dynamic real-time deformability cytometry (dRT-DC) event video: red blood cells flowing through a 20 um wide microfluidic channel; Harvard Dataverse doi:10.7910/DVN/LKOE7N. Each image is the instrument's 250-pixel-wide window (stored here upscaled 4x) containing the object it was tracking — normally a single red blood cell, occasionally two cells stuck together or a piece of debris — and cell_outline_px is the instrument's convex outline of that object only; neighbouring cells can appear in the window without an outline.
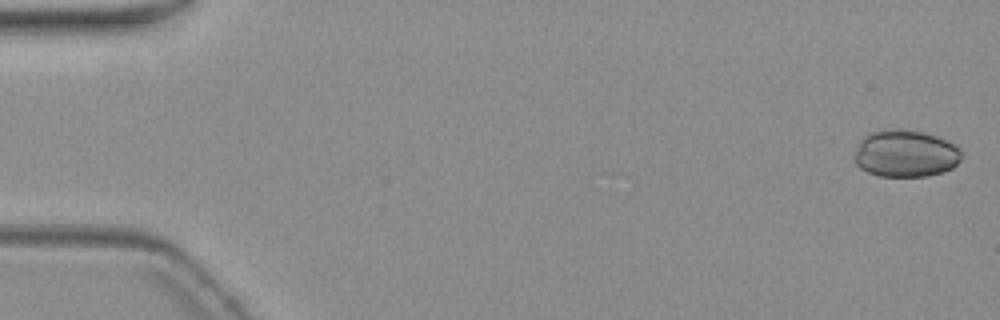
{"species": "common noctule bat (a hibernating species)", "species_latin": "Nyctalus noctula", "temperature_condition": "warm", "stored_images_in_passage": 6, "camera_frame_rate_fps": 3000, "um_per_image_px": 0.085, "animal": {"sex": "female", "body_mass_g": 19.3, "forearm_length_mm": 54.1}, "frame": {"image": 1, "passage_image": 1, "time_ms": 0.0, "image_size_px": [1000, 320], "cell_outline_px": [[960, 160], [952, 168], [944, 172], [928, 176], [880, 176], [868, 172], [860, 168], [856, 164], [856, 152], [860, 140], [868, 132], [896, 128], [900, 128], [920, 132], [936, 136], [960, 148]], "centroid_in_image_um": [76.96, 13.05], "position_along_channel_um": 8.0, "area_um2": 29.19}}
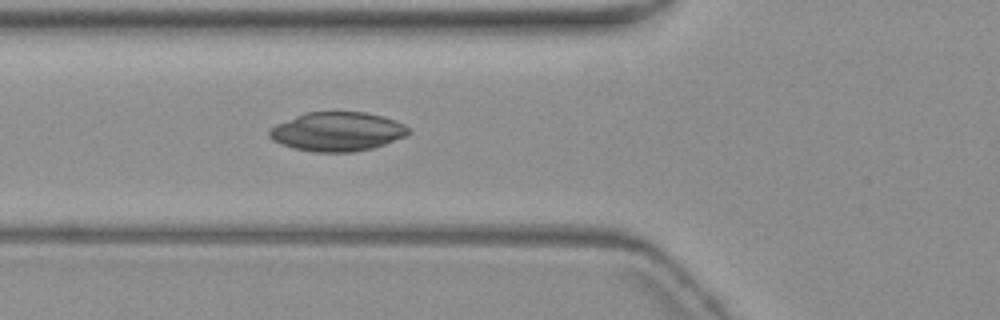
{"frame": {"image": 2, "passage_image": 6, "time_ms": 6.667, "image_size_px": [1000, 320], "cell_outline_px": [[412, 132], [408, 136], [372, 148], [352, 152], [312, 152], [292, 148], [280, 144], [272, 140], [268, 136], [268, 128], [276, 124], [304, 112], [368, 112], [396, 120], [404, 124]], "centroid_in_image_um": [28.66, 11.19], "position_along_channel_um": 97.1, "area_um2": 32.08}}